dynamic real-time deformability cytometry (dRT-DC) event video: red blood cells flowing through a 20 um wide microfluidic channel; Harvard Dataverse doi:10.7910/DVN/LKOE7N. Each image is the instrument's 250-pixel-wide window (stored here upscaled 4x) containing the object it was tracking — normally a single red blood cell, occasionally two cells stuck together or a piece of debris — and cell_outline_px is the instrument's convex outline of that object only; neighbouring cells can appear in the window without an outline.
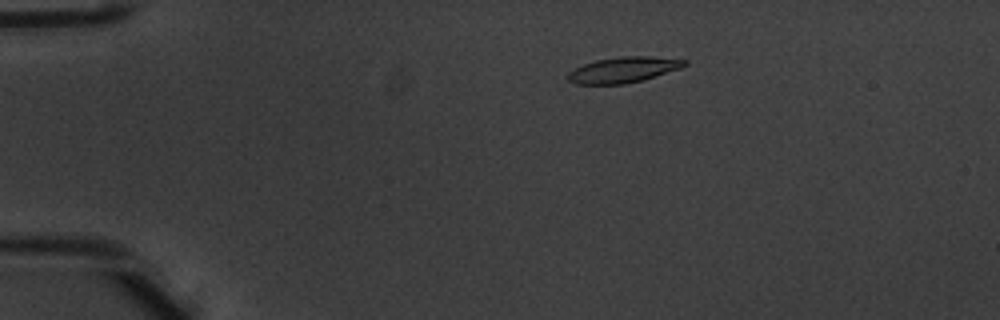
{"species": "common noctule bat (a hibernating species)", "species_latin": "Nyctalus noctula", "temperature_condition": "warm", "stored_images_in_passage": 4, "camera_frame_rate_fps": 3000, "um_per_image_px": 0.085, "animal": {"sex": "male", "body_mass_g": 20.1, "forearm_length_mm": 53.5}, "frame": {"image": 1, "passage_image": 1, "time_ms": 0.0, "image_size_px": [1000, 320], "cell_outline_px": [[688, 64], [680, 68], [644, 80], [624, 84], [576, 84], [568, 80], [564, 76], [568, 72], [584, 64], [596, 60], [620, 56], [648, 56], [688, 60]], "centroid_in_image_um": [52.97, 5.93], "position_along_channel_um": 32.0, "area_um2": 17.51}}